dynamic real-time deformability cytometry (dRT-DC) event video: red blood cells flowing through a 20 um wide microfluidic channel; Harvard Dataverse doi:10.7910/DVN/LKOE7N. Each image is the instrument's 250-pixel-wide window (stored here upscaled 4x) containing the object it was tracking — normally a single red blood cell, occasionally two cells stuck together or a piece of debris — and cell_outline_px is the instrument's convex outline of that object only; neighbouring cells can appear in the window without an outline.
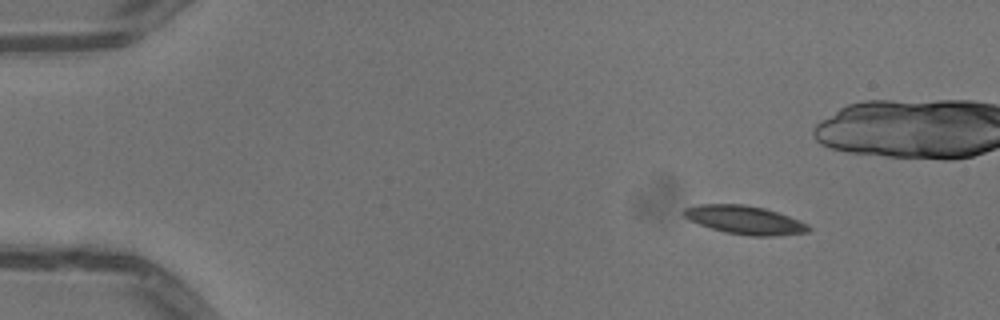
{"species": "common noctule bat (a hibernating species)", "species_latin": "Nyctalus noctula", "temperature_condition": "warm", "stored_images_in_passage": 47, "camera_frame_rate_fps": 3000, "um_per_image_px": 0.085, "animal": {"sex": "male", "body_mass_g": 13.3}, "frame": {"image": 1, "passage_image": 1, "time_ms": 0.0, "image_size_px": [1000, 320], "cell_outline_px": [[812, 228], [808, 232], [772, 236], [752, 236], [724, 232], [700, 224], [684, 216], [680, 212], [684, 208], [700, 204], [744, 204], [764, 208], [788, 216], [808, 224]], "centroid_in_image_um": [63.3, 18.69], "position_along_channel_um": 21.7, "area_um2": 20.52}}
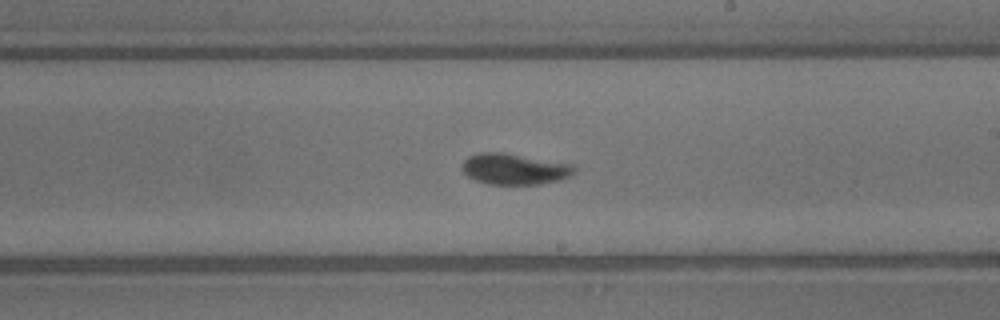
{"frame": {"image": 2, "passage_image": 25, "time_ms": 8.0, "image_size_px": [1000, 320], "cell_outline_px": [[576, 172], [560, 180], [540, 184], [488, 184], [476, 180], [468, 176], [460, 168], [464, 160], [468, 156], [480, 152], [504, 152], [572, 164], [576, 168]], "centroid_in_image_um": [43.71, 14.36], "position_along_channel_um": 245.3, "area_um2": 20.35}}
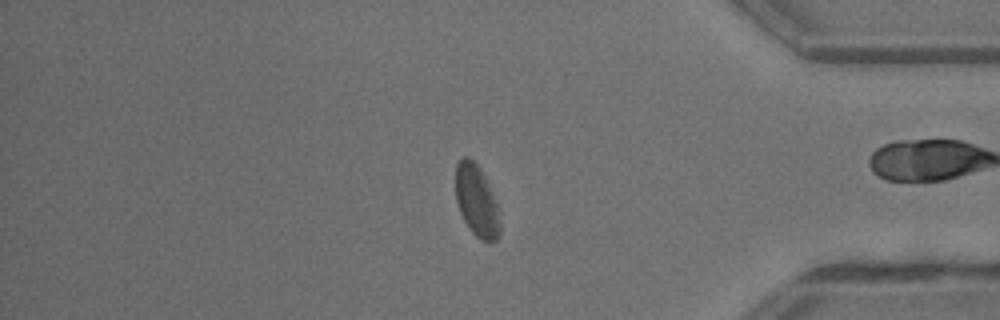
{"frame": {"image": 3, "passage_image": 38, "time_ms": 12.333, "image_size_px": [1000, 320], "cell_outline_px": [[500, 236], [492, 244], [488, 244], [480, 240], [468, 228], [460, 212], [456, 200], [456, 164], [464, 156], [468, 156], [480, 168], [488, 184], [496, 204], [500, 224]], "centroid_in_image_um": [40.51, 17.13], "position_along_channel_um": 394.7, "area_um2": 18.5}, "authors_computed_cell_mechanics": {"area_um2": 20.0566, "velocity_mm_per_s": 4.0246, "shape_relaxation_time_tau1_ms": 2.903, "shape_relaxation_time_tau2_ms": 1.6662, "deformation_change_tau1": 0.1265, "deformation_change_tau2": 0.0709}}